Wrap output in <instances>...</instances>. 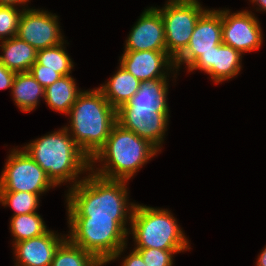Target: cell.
Masks as SVG:
<instances>
[{
	"label": "cell",
	"instance_id": "1",
	"mask_svg": "<svg viewBox=\"0 0 266 266\" xmlns=\"http://www.w3.org/2000/svg\"><path fill=\"white\" fill-rule=\"evenodd\" d=\"M86 174L65 194L67 217L115 220L129 233L136 203L129 202L128 181L102 178L91 171Z\"/></svg>",
	"mask_w": 266,
	"mask_h": 266
},
{
	"label": "cell",
	"instance_id": "2",
	"mask_svg": "<svg viewBox=\"0 0 266 266\" xmlns=\"http://www.w3.org/2000/svg\"><path fill=\"white\" fill-rule=\"evenodd\" d=\"M22 148L46 172L56 187L69 182L70 189L85 178L79 175L90 171V158L63 126L31 140Z\"/></svg>",
	"mask_w": 266,
	"mask_h": 266
},
{
	"label": "cell",
	"instance_id": "3",
	"mask_svg": "<svg viewBox=\"0 0 266 266\" xmlns=\"http://www.w3.org/2000/svg\"><path fill=\"white\" fill-rule=\"evenodd\" d=\"M159 152L149 141L116 123L90 159V171L102 178L129 181Z\"/></svg>",
	"mask_w": 266,
	"mask_h": 266
},
{
	"label": "cell",
	"instance_id": "4",
	"mask_svg": "<svg viewBox=\"0 0 266 266\" xmlns=\"http://www.w3.org/2000/svg\"><path fill=\"white\" fill-rule=\"evenodd\" d=\"M67 116L70 124L64 127L90 159L105 144L117 123V110L98 87L83 90Z\"/></svg>",
	"mask_w": 266,
	"mask_h": 266
},
{
	"label": "cell",
	"instance_id": "5",
	"mask_svg": "<svg viewBox=\"0 0 266 266\" xmlns=\"http://www.w3.org/2000/svg\"><path fill=\"white\" fill-rule=\"evenodd\" d=\"M129 235L133 249L190 250V242L171 210L135 204Z\"/></svg>",
	"mask_w": 266,
	"mask_h": 266
},
{
	"label": "cell",
	"instance_id": "6",
	"mask_svg": "<svg viewBox=\"0 0 266 266\" xmlns=\"http://www.w3.org/2000/svg\"><path fill=\"white\" fill-rule=\"evenodd\" d=\"M67 218V239L91 253L103 265L106 266L124 254L129 234L117 221L91 217Z\"/></svg>",
	"mask_w": 266,
	"mask_h": 266
},
{
	"label": "cell",
	"instance_id": "7",
	"mask_svg": "<svg viewBox=\"0 0 266 266\" xmlns=\"http://www.w3.org/2000/svg\"><path fill=\"white\" fill-rule=\"evenodd\" d=\"M156 7L164 22L167 53L176 60L187 48L194 27L207 10L198 0H167Z\"/></svg>",
	"mask_w": 266,
	"mask_h": 266
},
{
	"label": "cell",
	"instance_id": "8",
	"mask_svg": "<svg viewBox=\"0 0 266 266\" xmlns=\"http://www.w3.org/2000/svg\"><path fill=\"white\" fill-rule=\"evenodd\" d=\"M0 174V192H30L41 196L56 186L46 172L20 147L9 151Z\"/></svg>",
	"mask_w": 266,
	"mask_h": 266
},
{
	"label": "cell",
	"instance_id": "9",
	"mask_svg": "<svg viewBox=\"0 0 266 266\" xmlns=\"http://www.w3.org/2000/svg\"><path fill=\"white\" fill-rule=\"evenodd\" d=\"M252 11L231 12L221 9L222 43L231 46L241 54L259 50L263 44V31L259 19Z\"/></svg>",
	"mask_w": 266,
	"mask_h": 266
},
{
	"label": "cell",
	"instance_id": "10",
	"mask_svg": "<svg viewBox=\"0 0 266 266\" xmlns=\"http://www.w3.org/2000/svg\"><path fill=\"white\" fill-rule=\"evenodd\" d=\"M58 16L43 9H24L20 18L17 37L37 51L57 46L65 41Z\"/></svg>",
	"mask_w": 266,
	"mask_h": 266
},
{
	"label": "cell",
	"instance_id": "11",
	"mask_svg": "<svg viewBox=\"0 0 266 266\" xmlns=\"http://www.w3.org/2000/svg\"><path fill=\"white\" fill-rule=\"evenodd\" d=\"M222 43L221 9H207L198 19L185 51L175 60L178 71L182 65L188 69L203 53Z\"/></svg>",
	"mask_w": 266,
	"mask_h": 266
},
{
	"label": "cell",
	"instance_id": "12",
	"mask_svg": "<svg viewBox=\"0 0 266 266\" xmlns=\"http://www.w3.org/2000/svg\"><path fill=\"white\" fill-rule=\"evenodd\" d=\"M120 65L141 82L158 78H177L175 60L167 51H123ZM175 70V71H174Z\"/></svg>",
	"mask_w": 266,
	"mask_h": 266
},
{
	"label": "cell",
	"instance_id": "13",
	"mask_svg": "<svg viewBox=\"0 0 266 266\" xmlns=\"http://www.w3.org/2000/svg\"><path fill=\"white\" fill-rule=\"evenodd\" d=\"M169 118V112L131 111L125 104L117 109V123L149 141L160 152Z\"/></svg>",
	"mask_w": 266,
	"mask_h": 266
},
{
	"label": "cell",
	"instance_id": "14",
	"mask_svg": "<svg viewBox=\"0 0 266 266\" xmlns=\"http://www.w3.org/2000/svg\"><path fill=\"white\" fill-rule=\"evenodd\" d=\"M127 36L124 51H167L164 22L156 6L142 12Z\"/></svg>",
	"mask_w": 266,
	"mask_h": 266
},
{
	"label": "cell",
	"instance_id": "15",
	"mask_svg": "<svg viewBox=\"0 0 266 266\" xmlns=\"http://www.w3.org/2000/svg\"><path fill=\"white\" fill-rule=\"evenodd\" d=\"M242 57L243 54L239 51L221 43L213 50L203 53L187 72L204 71L215 84H219L238 76L242 69Z\"/></svg>",
	"mask_w": 266,
	"mask_h": 266
},
{
	"label": "cell",
	"instance_id": "16",
	"mask_svg": "<svg viewBox=\"0 0 266 266\" xmlns=\"http://www.w3.org/2000/svg\"><path fill=\"white\" fill-rule=\"evenodd\" d=\"M48 230L46 233L14 243L15 266H51L55 252L67 239L66 234Z\"/></svg>",
	"mask_w": 266,
	"mask_h": 266
},
{
	"label": "cell",
	"instance_id": "17",
	"mask_svg": "<svg viewBox=\"0 0 266 266\" xmlns=\"http://www.w3.org/2000/svg\"><path fill=\"white\" fill-rule=\"evenodd\" d=\"M169 84L168 78L141 82L137 93L125 105L131 111L169 112L167 102Z\"/></svg>",
	"mask_w": 266,
	"mask_h": 266
},
{
	"label": "cell",
	"instance_id": "18",
	"mask_svg": "<svg viewBox=\"0 0 266 266\" xmlns=\"http://www.w3.org/2000/svg\"><path fill=\"white\" fill-rule=\"evenodd\" d=\"M141 81L127 72L120 64L117 71L98 88L106 100L117 110L126 104L138 91Z\"/></svg>",
	"mask_w": 266,
	"mask_h": 266
},
{
	"label": "cell",
	"instance_id": "19",
	"mask_svg": "<svg viewBox=\"0 0 266 266\" xmlns=\"http://www.w3.org/2000/svg\"><path fill=\"white\" fill-rule=\"evenodd\" d=\"M0 61L16 73L29 72L37 61V50L17 36L0 41Z\"/></svg>",
	"mask_w": 266,
	"mask_h": 266
},
{
	"label": "cell",
	"instance_id": "20",
	"mask_svg": "<svg viewBox=\"0 0 266 266\" xmlns=\"http://www.w3.org/2000/svg\"><path fill=\"white\" fill-rule=\"evenodd\" d=\"M82 91L71 74L62 76L45 88L44 101L53 111L67 115Z\"/></svg>",
	"mask_w": 266,
	"mask_h": 266
},
{
	"label": "cell",
	"instance_id": "21",
	"mask_svg": "<svg viewBox=\"0 0 266 266\" xmlns=\"http://www.w3.org/2000/svg\"><path fill=\"white\" fill-rule=\"evenodd\" d=\"M43 88L30 72L16 73L11 89L12 100L21 112L36 110L40 98L44 99Z\"/></svg>",
	"mask_w": 266,
	"mask_h": 266
},
{
	"label": "cell",
	"instance_id": "22",
	"mask_svg": "<svg viewBox=\"0 0 266 266\" xmlns=\"http://www.w3.org/2000/svg\"><path fill=\"white\" fill-rule=\"evenodd\" d=\"M12 245L46 233L49 229L38 212L11 216Z\"/></svg>",
	"mask_w": 266,
	"mask_h": 266
},
{
	"label": "cell",
	"instance_id": "23",
	"mask_svg": "<svg viewBox=\"0 0 266 266\" xmlns=\"http://www.w3.org/2000/svg\"><path fill=\"white\" fill-rule=\"evenodd\" d=\"M51 266H104L95 256L66 239L55 252Z\"/></svg>",
	"mask_w": 266,
	"mask_h": 266
},
{
	"label": "cell",
	"instance_id": "24",
	"mask_svg": "<svg viewBox=\"0 0 266 266\" xmlns=\"http://www.w3.org/2000/svg\"><path fill=\"white\" fill-rule=\"evenodd\" d=\"M64 44L66 45V40L57 46L37 51V62L42 65V69L55 70L62 76L72 73L74 62Z\"/></svg>",
	"mask_w": 266,
	"mask_h": 266
},
{
	"label": "cell",
	"instance_id": "25",
	"mask_svg": "<svg viewBox=\"0 0 266 266\" xmlns=\"http://www.w3.org/2000/svg\"><path fill=\"white\" fill-rule=\"evenodd\" d=\"M40 198L39 195L30 192H0V204L13 209L12 216L37 212Z\"/></svg>",
	"mask_w": 266,
	"mask_h": 266
},
{
	"label": "cell",
	"instance_id": "26",
	"mask_svg": "<svg viewBox=\"0 0 266 266\" xmlns=\"http://www.w3.org/2000/svg\"><path fill=\"white\" fill-rule=\"evenodd\" d=\"M23 10L18 7L0 5V41L17 35Z\"/></svg>",
	"mask_w": 266,
	"mask_h": 266
},
{
	"label": "cell",
	"instance_id": "27",
	"mask_svg": "<svg viewBox=\"0 0 266 266\" xmlns=\"http://www.w3.org/2000/svg\"><path fill=\"white\" fill-rule=\"evenodd\" d=\"M147 266H173L174 254L187 250H162L155 248L135 249Z\"/></svg>",
	"mask_w": 266,
	"mask_h": 266
},
{
	"label": "cell",
	"instance_id": "28",
	"mask_svg": "<svg viewBox=\"0 0 266 266\" xmlns=\"http://www.w3.org/2000/svg\"><path fill=\"white\" fill-rule=\"evenodd\" d=\"M29 72L43 88L52 85L62 77V75L55 70L42 69V65L37 61L33 64Z\"/></svg>",
	"mask_w": 266,
	"mask_h": 266
},
{
	"label": "cell",
	"instance_id": "29",
	"mask_svg": "<svg viewBox=\"0 0 266 266\" xmlns=\"http://www.w3.org/2000/svg\"><path fill=\"white\" fill-rule=\"evenodd\" d=\"M15 75L16 72L8 69L0 61V90L12 89Z\"/></svg>",
	"mask_w": 266,
	"mask_h": 266
},
{
	"label": "cell",
	"instance_id": "30",
	"mask_svg": "<svg viewBox=\"0 0 266 266\" xmlns=\"http://www.w3.org/2000/svg\"><path fill=\"white\" fill-rule=\"evenodd\" d=\"M123 258L121 266H147L142 256L135 249L131 250L130 253Z\"/></svg>",
	"mask_w": 266,
	"mask_h": 266
},
{
	"label": "cell",
	"instance_id": "31",
	"mask_svg": "<svg viewBox=\"0 0 266 266\" xmlns=\"http://www.w3.org/2000/svg\"><path fill=\"white\" fill-rule=\"evenodd\" d=\"M28 2H30L29 0H0V5H4V6H13V7H17L20 6L19 8L22 7V9H28Z\"/></svg>",
	"mask_w": 266,
	"mask_h": 266
},
{
	"label": "cell",
	"instance_id": "32",
	"mask_svg": "<svg viewBox=\"0 0 266 266\" xmlns=\"http://www.w3.org/2000/svg\"><path fill=\"white\" fill-rule=\"evenodd\" d=\"M255 264L256 266H266V246L259 253Z\"/></svg>",
	"mask_w": 266,
	"mask_h": 266
},
{
	"label": "cell",
	"instance_id": "33",
	"mask_svg": "<svg viewBox=\"0 0 266 266\" xmlns=\"http://www.w3.org/2000/svg\"><path fill=\"white\" fill-rule=\"evenodd\" d=\"M251 3H253L254 4V6L255 5H257L256 6V11H265L266 12V0H249Z\"/></svg>",
	"mask_w": 266,
	"mask_h": 266
}]
</instances>
